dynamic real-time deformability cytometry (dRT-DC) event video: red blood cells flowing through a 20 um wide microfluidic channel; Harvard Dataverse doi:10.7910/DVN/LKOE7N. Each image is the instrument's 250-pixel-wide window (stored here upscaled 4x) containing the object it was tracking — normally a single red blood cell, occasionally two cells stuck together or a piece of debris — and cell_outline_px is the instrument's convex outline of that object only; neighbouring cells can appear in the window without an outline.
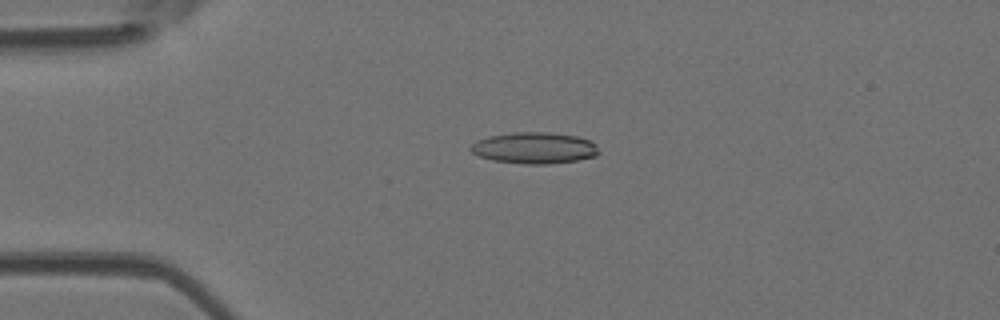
{"species": "Egyptian fruit bat (a non-hibernating species)", "species_latin": "Rousettus aegyptiacus", "temperature_condition": "room temperature", "stored_images_in_passage": 52, "camera_frame_rate_fps": 3000, "um_per_image_px": 0.085, "animal": {"sex": "female"}, "frame": {"image": 1, "passage_image": 12, "time_ms": 3.667, "image_size_px": [1000, 320], "cell_outline_px": [[600, 152], [596, 156], [576, 160], [548, 164], [524, 164], [492, 160], [480, 156], [472, 152], [468, 148], [476, 140], [488, 136], [512, 132], [548, 132], [576, 136], [588, 140], [596, 144]], "centroid_in_image_um": [45.4, 12.57], "position_along_channel_um": 39.6, "area_um2": 23.47}}
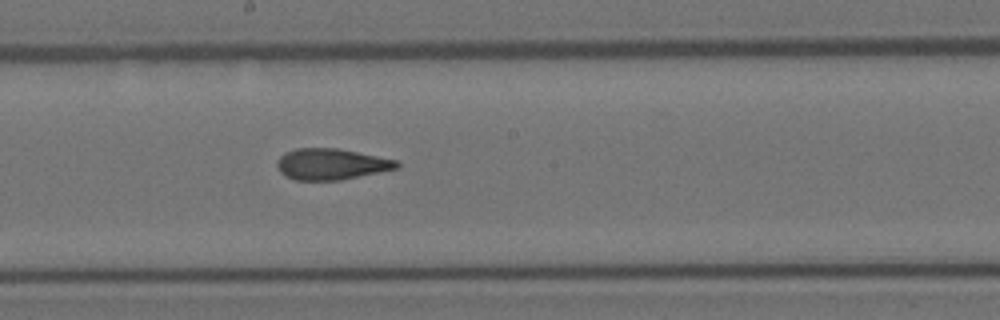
{"frame": {"image": 2, "passage_image": 28, "time_ms": 9.0, "image_size_px": [1000, 320], "cell_outline_px": [[400, 168], [340, 180], [296, 180], [284, 176], [280, 172], [276, 164], [280, 156], [284, 152], [296, 148], [336, 148], [396, 160], [400, 164]], "centroid_in_image_um": [28.13, 13.95], "position_along_channel_um": 220.1, "area_um2": 21.68}}
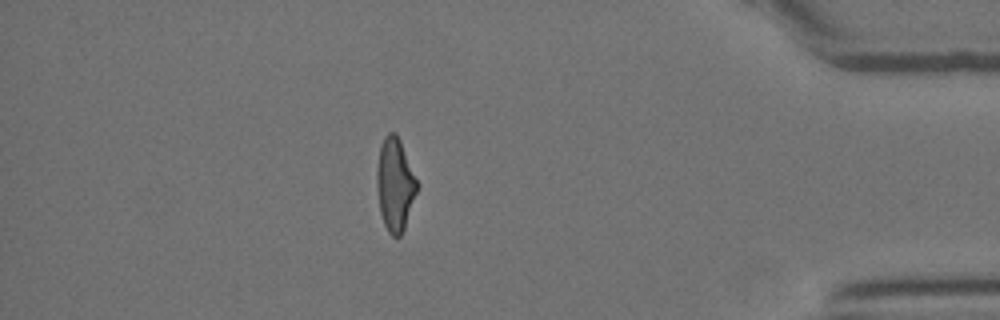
{"frame": {"image": 3, "passage_image": 45, "time_ms": 14.667, "image_size_px": [1000, 320], "cell_outline_px": [[416, 192], [404, 228], [400, 236], [392, 236], [388, 232], [384, 224], [380, 212], [376, 184], [376, 168], [380, 144], [384, 136], [388, 132], [396, 132], [400, 140], [416, 180]], "centroid_in_image_um": [33.53, 15.65], "position_along_channel_um": 401.7, "area_um2": 21.44}, "authors_computed_cell_mechanics": {"area_um2": 22.3686, "velocity_mm_per_s": 3.9193, "shape_relaxation_time_tau1_ms": null, "shape_relaxation_time_tau2_ms": 2.0806, "deformation_change_tau1": null, "deformation_change_tau2": 0.1122}}